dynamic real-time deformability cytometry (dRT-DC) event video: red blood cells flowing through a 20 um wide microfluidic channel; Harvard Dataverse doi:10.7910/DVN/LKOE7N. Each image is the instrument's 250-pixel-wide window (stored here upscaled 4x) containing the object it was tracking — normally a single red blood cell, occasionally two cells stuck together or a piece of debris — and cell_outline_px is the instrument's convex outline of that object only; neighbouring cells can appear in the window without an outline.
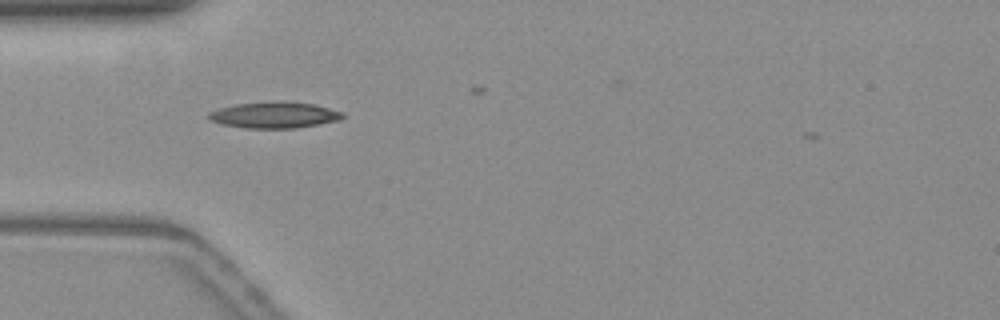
{"species": "common noctule bat (a hibernating species)", "species_latin": "Nyctalus noctula", "temperature_condition": "warm", "stored_images_in_passage": 5, "camera_frame_rate_fps": 3000, "um_per_image_px": 0.085, "animal": {"sex": "female", "body_mass_g": 19.3, "forearm_length_mm": 54.1}, "frame": {"image": 1, "passage_image": 1, "time_ms": 0.0, "image_size_px": [1000, 320], "cell_outline_px": [[344, 116], [340, 120], [296, 128], [244, 128], [220, 124], [208, 120], [208, 112], [220, 108], [236, 104], [272, 100], [284, 100], [312, 104], [344, 112]], "centroid_in_image_um": [23.29, 9.76], "position_along_channel_um": 61.7, "area_um2": 20.75}}
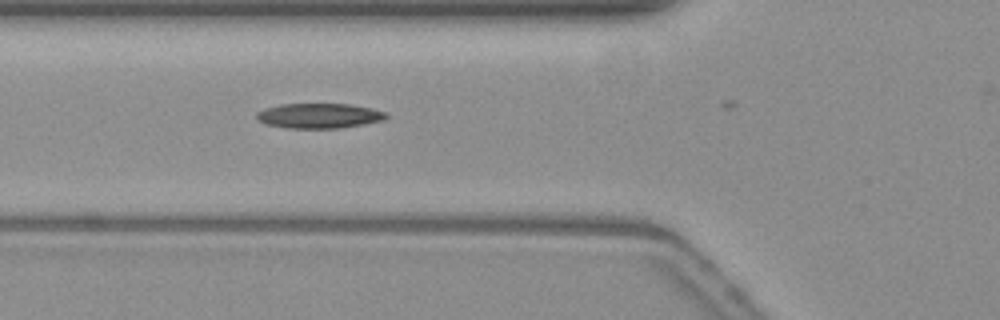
{"frame": {"image": 2, "passage_image": 4, "time_ms": 1.0, "image_size_px": [1000, 320], "cell_outline_px": [[388, 116], [380, 120], [340, 128], [288, 128], [268, 124], [260, 120], [256, 116], [256, 112], [264, 108], [280, 104], [348, 104], [372, 108], [384, 112]], "centroid_in_image_um": [27.08, 9.83], "position_along_channel_um": 98.7, "area_um2": 18.5}}